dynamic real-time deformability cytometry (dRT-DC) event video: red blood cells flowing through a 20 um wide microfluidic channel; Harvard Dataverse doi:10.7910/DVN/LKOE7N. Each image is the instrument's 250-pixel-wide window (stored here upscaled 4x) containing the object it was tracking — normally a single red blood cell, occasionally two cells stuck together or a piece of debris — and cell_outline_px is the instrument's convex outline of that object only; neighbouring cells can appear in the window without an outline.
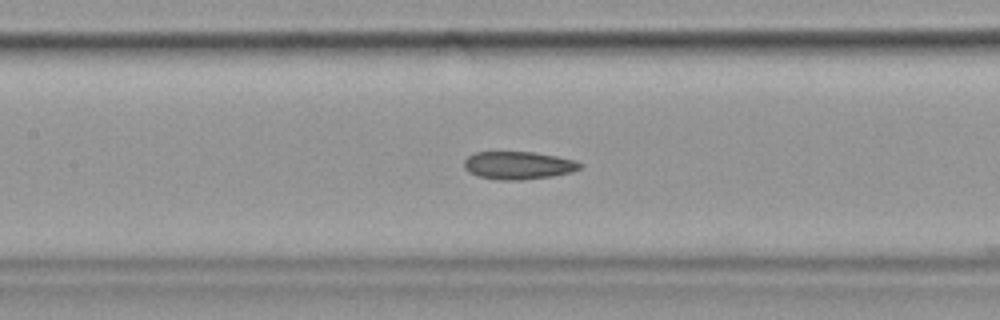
{"species": "common noctule bat (a hibernating species)", "species_latin": "Nyctalus noctula", "temperature_condition": "cold", "stored_images_in_passage": 27, "camera_frame_rate_fps": 3000, "um_per_image_px": 0.085, "animal": {"sex": "female", "body_mass_g": 19.9}, "frame": {"image": 1, "passage_image": 26, "time_ms": 8.333, "image_size_px": [1000, 320], "cell_outline_px": [[584, 168], [572, 172], [552, 176], [520, 180], [496, 180], [476, 176], [468, 172], [464, 168], [464, 160], [468, 156], [476, 152], [532, 152], [556, 156], [576, 160], [584, 164]], "centroid_in_image_um": [44.08, 14.06], "position_along_channel_um": 163.3, "area_um2": 19.07}}